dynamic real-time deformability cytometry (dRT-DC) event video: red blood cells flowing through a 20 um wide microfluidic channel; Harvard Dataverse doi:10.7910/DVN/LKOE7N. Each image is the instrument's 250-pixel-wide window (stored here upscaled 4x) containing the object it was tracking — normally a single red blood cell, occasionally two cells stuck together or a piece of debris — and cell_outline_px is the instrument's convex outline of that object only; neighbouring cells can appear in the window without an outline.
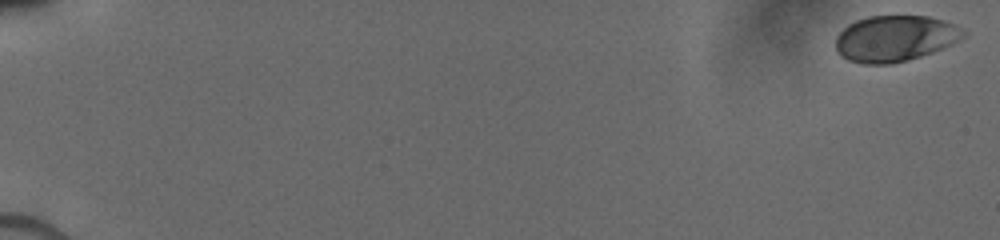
{"species": "human", "species_latin": "Homo sapiens", "temperature_condition": "cold", "stored_images_in_passage": 47, "camera_frame_rate_fps": 3000, "um_per_image_px": 0.085, "donor": {"sex": "male"}, "frame": {"image": 1, "passage_image": 1, "time_ms": 0.0, "image_size_px": [1000, 240], "cell_outline_px": [[968, 32], [960, 40], [952, 44], [932, 52], [908, 60], [892, 64], [864, 64], [848, 60], [840, 56], [836, 48], [836, 36], [848, 24], [856, 20], [868, 16], [928, 16], [944, 20]], "centroid_in_image_um": [76.06, 3.27], "position_along_channel_um": 8.9, "area_um2": 34.33}}
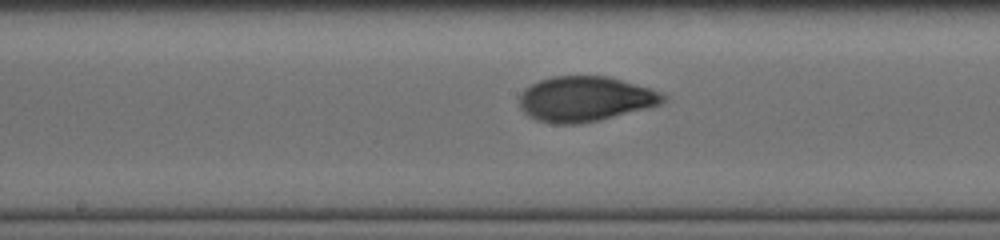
{"frame": {"image": 2, "passage_image": 27, "time_ms": 9.667, "image_size_px": [1000, 240], "cell_outline_px": [[668, 96], [660, 104], [600, 120], [576, 124], [556, 124], [536, 120], [528, 116], [520, 108], [520, 96], [524, 88], [540, 80], [552, 76], [608, 76], [652, 88], [664, 92]], "centroid_in_image_um": [49.75, 8.4], "position_along_channel_um": 198.5, "area_um2": 37.86}}
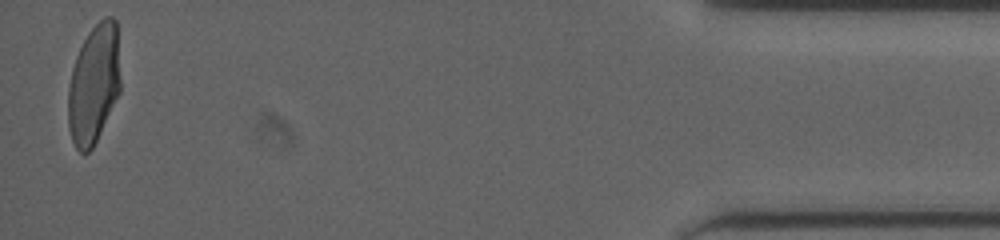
{"frame": {"image": 3, "passage_image": 46, "time_ms": 17.0, "image_size_px": [1000, 240], "cell_outline_px": [[120, 92], [92, 148], [88, 152], [80, 152], [76, 148], [72, 140], [68, 128], [68, 84], [72, 68], [76, 56], [88, 32], [104, 16], [112, 16], [116, 20], [120, 80]], "centroid_in_image_um": [7.96, 7.14], "position_along_channel_um": 427.2, "area_um2": 36.3}}